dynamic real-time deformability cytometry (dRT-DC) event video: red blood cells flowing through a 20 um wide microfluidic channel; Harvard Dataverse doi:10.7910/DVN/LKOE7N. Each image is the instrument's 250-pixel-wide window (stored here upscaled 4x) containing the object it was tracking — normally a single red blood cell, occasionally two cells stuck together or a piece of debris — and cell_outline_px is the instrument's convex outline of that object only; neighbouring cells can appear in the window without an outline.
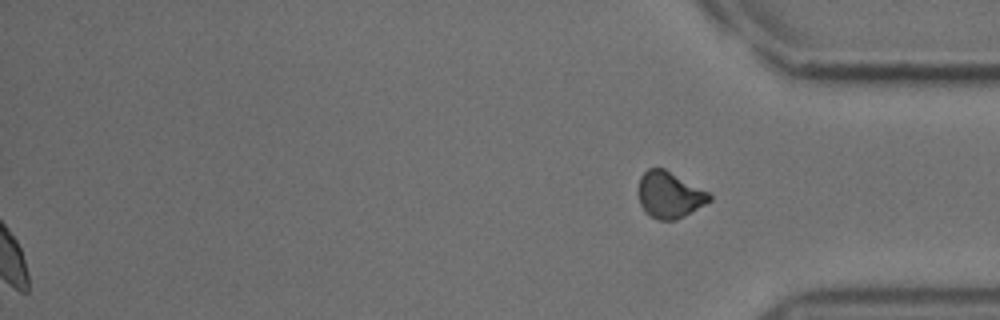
{"species": "common noctule bat (a hibernating species)", "species_latin": "Nyctalus noctula", "temperature_condition": "cold", "stored_images_in_passage": 40, "segment_of_instrument_passage": [2, 2], "camera_frame_rate_fps": 3000, "um_per_image_px": 0.085, "animal": {"sex": "male", "body_mass_g": 18.8}, "frame": {"image": 1, "passage_image": 40, "time_ms": 13.0, "image_size_px": [1000, 320], "cell_outline_px": [[712, 200], [684, 216], [676, 220], [660, 220], [644, 212], [640, 204], [640, 176], [648, 168], [664, 168], [708, 192], [712, 196]], "centroid_in_image_um": [56.91, 16.57], "position_along_channel_um": 378.3, "area_um2": 18.9}}